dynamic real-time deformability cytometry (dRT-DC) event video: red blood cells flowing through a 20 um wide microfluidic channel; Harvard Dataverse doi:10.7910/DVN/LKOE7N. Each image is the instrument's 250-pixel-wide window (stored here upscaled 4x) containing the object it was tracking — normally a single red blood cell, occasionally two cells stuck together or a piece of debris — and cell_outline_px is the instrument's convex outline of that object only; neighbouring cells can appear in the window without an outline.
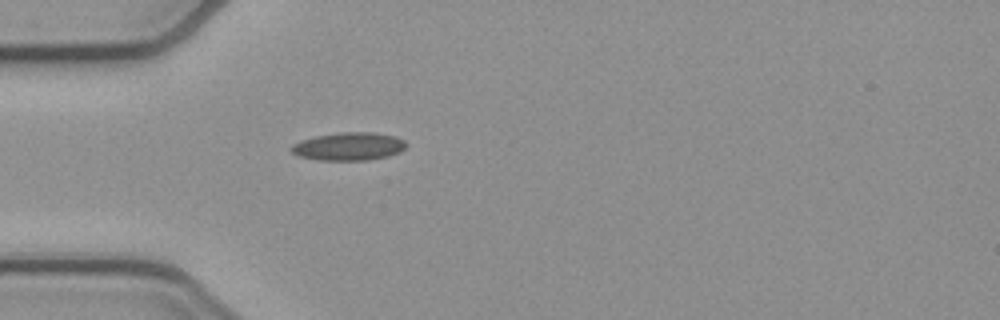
{"species": "common noctule bat (a hibernating species)", "species_latin": "Nyctalus noctula", "temperature_condition": "cold", "stored_images_in_passage": 7, "camera_frame_rate_fps": 3000, "um_per_image_px": 0.085, "animal": {"sex": "female", "body_mass_g": 21.9}, "frame": {"image": 1, "passage_image": 1, "time_ms": 0.0, "image_size_px": [1000, 320], "cell_outline_px": [[408, 144], [400, 152], [388, 156], [368, 160], [316, 160], [296, 156], [288, 148], [292, 144], [300, 140], [316, 136], [340, 132], [372, 132], [396, 136], [404, 140]], "centroid_in_image_um": [29.61, 12.44], "position_along_channel_um": 55.4, "area_um2": 19.02}}
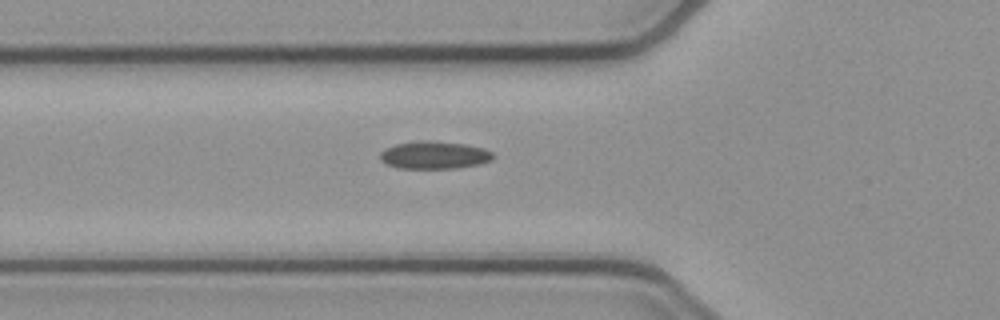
{"frame": {"image": 2, "passage_image": 4, "time_ms": 1.0, "image_size_px": [1000, 320], "cell_outline_px": [[496, 156], [492, 160], [480, 164], [456, 168], [396, 168], [384, 164], [380, 160], [380, 152], [384, 148], [396, 144], [464, 144], [484, 148], [492, 152]], "centroid_in_image_um": [36.93, 13.25], "position_along_channel_um": 88.9, "area_um2": 17.34}}